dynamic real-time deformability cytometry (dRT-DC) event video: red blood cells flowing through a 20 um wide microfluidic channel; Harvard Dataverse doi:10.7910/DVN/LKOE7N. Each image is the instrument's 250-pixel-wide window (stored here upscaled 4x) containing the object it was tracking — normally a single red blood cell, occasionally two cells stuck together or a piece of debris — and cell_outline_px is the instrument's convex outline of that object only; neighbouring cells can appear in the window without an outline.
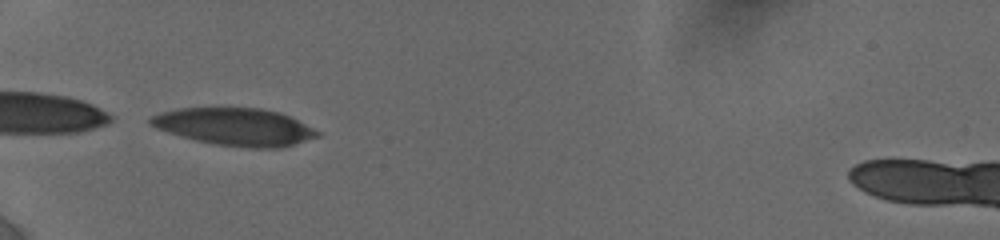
{"species": "human", "species_latin": "Homo sapiens", "temperature_condition": "cold", "stored_images_in_passage": 13, "camera_frame_rate_fps": 3000, "um_per_image_px": 0.085, "donor": {"sex": "female"}, "frame": {"image": 1, "passage_image": 1, "time_ms": 0.0, "image_size_px": [1000, 240], "cell_outline_px": [[320, 136], [280, 148], [248, 148], [216, 144], [196, 140], [180, 136], [156, 128], [148, 124], [148, 120], [152, 116], [160, 112], [180, 108], [260, 108], [276, 112], [288, 116], [320, 132]], "centroid_in_image_um": [19.93, 10.78], "position_along_channel_um": 65.1, "area_um2": 36.07}}
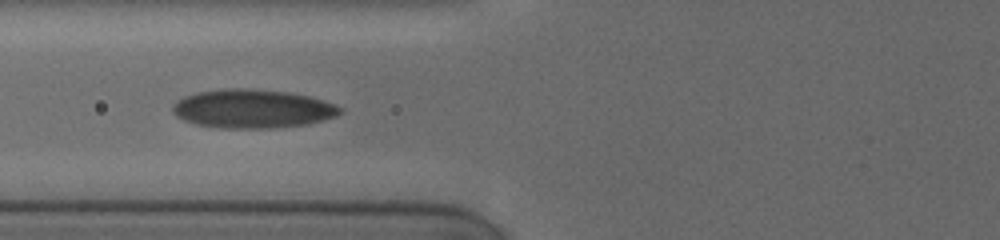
{"frame": {"image": 2, "passage_image": 12, "time_ms": 1.333, "image_size_px": [1000, 240], "cell_outline_px": [[344, 108], [336, 116], [324, 120], [308, 124], [276, 128], [220, 128], [196, 124], [184, 120], [176, 116], [172, 112], [172, 104], [184, 96], [196, 92], [232, 88], [244, 88], [284, 92], [308, 96]], "centroid_in_image_um": [21.42, 9.26], "position_along_channel_um": 104.4, "area_um2": 37.57}}